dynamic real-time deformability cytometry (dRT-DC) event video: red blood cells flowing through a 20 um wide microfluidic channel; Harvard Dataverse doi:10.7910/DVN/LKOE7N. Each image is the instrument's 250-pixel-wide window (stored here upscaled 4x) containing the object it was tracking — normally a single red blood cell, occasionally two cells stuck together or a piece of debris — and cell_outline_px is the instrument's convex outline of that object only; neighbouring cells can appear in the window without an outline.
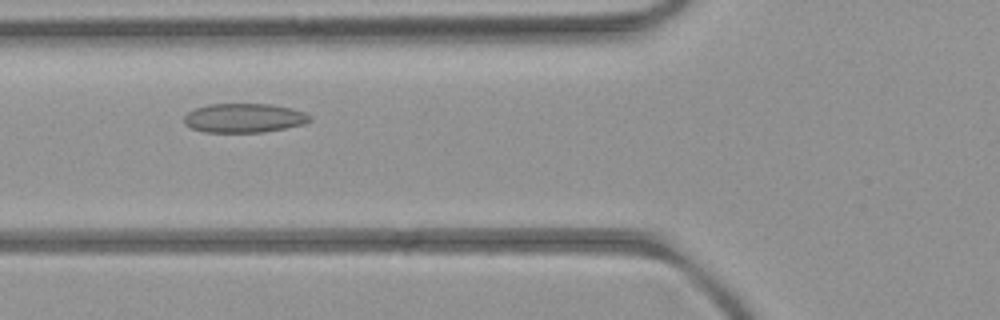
{"species": "common noctule bat (a hibernating species)", "species_latin": "Nyctalus noctula", "temperature_condition": "room temperature", "stored_images_in_passage": 5, "camera_frame_rate_fps": 3000, "um_per_image_px": 0.085, "animal": {"sex": "female", "body_mass_g": 21.9}, "frame": {"image": 1, "passage_image": 3, "time_ms": 2.333, "image_size_px": [1000, 320], "cell_outline_px": [[312, 120], [304, 124], [284, 128], [260, 132], [204, 132], [192, 128], [184, 124], [184, 116], [188, 112], [196, 108], [208, 104], [268, 104], [292, 108], [304, 112], [312, 116]], "centroid_in_image_um": [20.75, 10.03], "position_along_channel_um": 105.1, "area_um2": 21.33}}
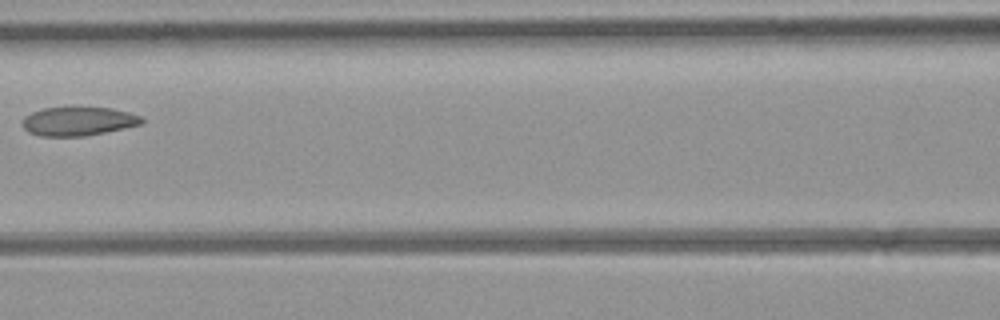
{"frame": {"image": 2, "passage_image": 4, "time_ms": 3.667, "image_size_px": [1000, 320], "cell_outline_px": [[144, 124], [84, 136], [40, 136], [28, 132], [24, 128], [24, 116], [32, 112], [44, 108], [76, 104], [112, 108], [128, 112], [140, 116], [144, 120]], "centroid_in_image_um": [6.67, 10.26], "position_along_channel_um": 159.9, "area_um2": 20.75}}
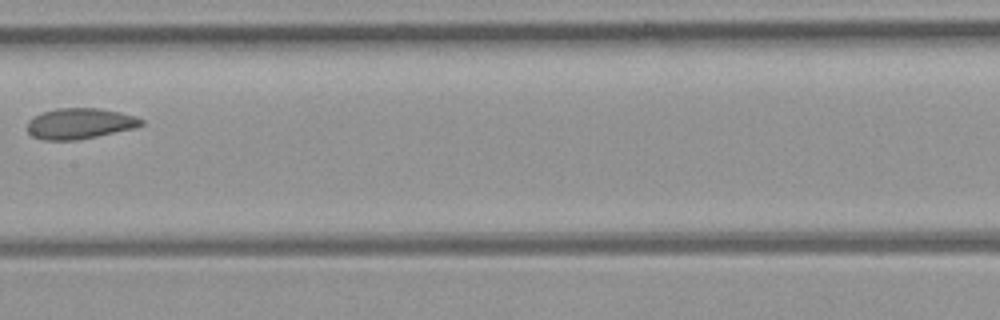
{"frame": {"image": 3, "passage_image": 5, "time_ms": 4.667, "image_size_px": [1000, 320], "cell_outline_px": [[144, 124], [132, 128], [96, 136], [76, 140], [40, 140], [32, 136], [28, 132], [28, 120], [32, 116], [40, 112], [56, 108], [100, 108], [120, 112], [136, 116], [144, 120]], "centroid_in_image_um": [6.73, 10.49], "position_along_channel_um": 200.7, "area_um2": 20.52}}